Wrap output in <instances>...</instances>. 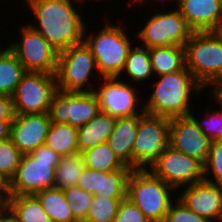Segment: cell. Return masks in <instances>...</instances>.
I'll use <instances>...</instances> for the list:
<instances>
[{"instance_id":"1","label":"cell","mask_w":222,"mask_h":222,"mask_svg":"<svg viewBox=\"0 0 222 222\" xmlns=\"http://www.w3.org/2000/svg\"><path fill=\"white\" fill-rule=\"evenodd\" d=\"M74 0H25L35 16L36 24L28 23L58 52L84 42L86 24ZM79 6V7H76ZM35 25V26H34Z\"/></svg>"},{"instance_id":"2","label":"cell","mask_w":222,"mask_h":222,"mask_svg":"<svg viewBox=\"0 0 222 222\" xmlns=\"http://www.w3.org/2000/svg\"><path fill=\"white\" fill-rule=\"evenodd\" d=\"M152 93L144 103L147 114L168 119L188 116L191 112L192 94L206 90L185 67L179 72L157 76ZM195 92V93H194Z\"/></svg>"},{"instance_id":"3","label":"cell","mask_w":222,"mask_h":222,"mask_svg":"<svg viewBox=\"0 0 222 222\" xmlns=\"http://www.w3.org/2000/svg\"><path fill=\"white\" fill-rule=\"evenodd\" d=\"M184 48L186 68L205 89L222 84V30L194 31Z\"/></svg>"},{"instance_id":"4","label":"cell","mask_w":222,"mask_h":222,"mask_svg":"<svg viewBox=\"0 0 222 222\" xmlns=\"http://www.w3.org/2000/svg\"><path fill=\"white\" fill-rule=\"evenodd\" d=\"M174 190L149 169H133L128 178L126 198L135 204L150 222H163L169 207L177 199L173 197Z\"/></svg>"},{"instance_id":"5","label":"cell","mask_w":222,"mask_h":222,"mask_svg":"<svg viewBox=\"0 0 222 222\" xmlns=\"http://www.w3.org/2000/svg\"><path fill=\"white\" fill-rule=\"evenodd\" d=\"M88 28L86 25L84 42L95 57L96 67L101 77H118L134 41L122 28V24L116 26L108 22L97 34L93 30L86 34Z\"/></svg>"},{"instance_id":"6","label":"cell","mask_w":222,"mask_h":222,"mask_svg":"<svg viewBox=\"0 0 222 222\" xmlns=\"http://www.w3.org/2000/svg\"><path fill=\"white\" fill-rule=\"evenodd\" d=\"M60 158L46 144L29 154H22L16 174L11 179L12 195H36L42 190L54 188Z\"/></svg>"},{"instance_id":"7","label":"cell","mask_w":222,"mask_h":222,"mask_svg":"<svg viewBox=\"0 0 222 222\" xmlns=\"http://www.w3.org/2000/svg\"><path fill=\"white\" fill-rule=\"evenodd\" d=\"M55 75L58 88L82 92H93L96 88L94 84L90 85V78L96 81L102 78L97 70L95 57L85 42L58 52ZM92 76L99 78H92Z\"/></svg>"},{"instance_id":"8","label":"cell","mask_w":222,"mask_h":222,"mask_svg":"<svg viewBox=\"0 0 222 222\" xmlns=\"http://www.w3.org/2000/svg\"><path fill=\"white\" fill-rule=\"evenodd\" d=\"M144 27L136 33L141 46L147 48L161 46L184 47L193 30L177 8L157 12L149 16ZM138 35V36H137Z\"/></svg>"},{"instance_id":"9","label":"cell","mask_w":222,"mask_h":222,"mask_svg":"<svg viewBox=\"0 0 222 222\" xmlns=\"http://www.w3.org/2000/svg\"><path fill=\"white\" fill-rule=\"evenodd\" d=\"M57 90L55 74L26 71L11 96L15 114L48 113Z\"/></svg>"},{"instance_id":"10","label":"cell","mask_w":222,"mask_h":222,"mask_svg":"<svg viewBox=\"0 0 222 222\" xmlns=\"http://www.w3.org/2000/svg\"><path fill=\"white\" fill-rule=\"evenodd\" d=\"M170 119L145 113L133 145V169H148L169 145Z\"/></svg>"},{"instance_id":"11","label":"cell","mask_w":222,"mask_h":222,"mask_svg":"<svg viewBox=\"0 0 222 222\" xmlns=\"http://www.w3.org/2000/svg\"><path fill=\"white\" fill-rule=\"evenodd\" d=\"M155 176L172 188L179 190L204 180V166L196 158L190 157L172 146L165 150L148 168Z\"/></svg>"},{"instance_id":"12","label":"cell","mask_w":222,"mask_h":222,"mask_svg":"<svg viewBox=\"0 0 222 222\" xmlns=\"http://www.w3.org/2000/svg\"><path fill=\"white\" fill-rule=\"evenodd\" d=\"M19 42L8 46L23 64L26 71L56 74L58 51L28 23L20 26Z\"/></svg>"},{"instance_id":"13","label":"cell","mask_w":222,"mask_h":222,"mask_svg":"<svg viewBox=\"0 0 222 222\" xmlns=\"http://www.w3.org/2000/svg\"><path fill=\"white\" fill-rule=\"evenodd\" d=\"M99 112V100L94 92L58 88L51 101L48 115L53 123H66L79 128Z\"/></svg>"},{"instance_id":"14","label":"cell","mask_w":222,"mask_h":222,"mask_svg":"<svg viewBox=\"0 0 222 222\" xmlns=\"http://www.w3.org/2000/svg\"><path fill=\"white\" fill-rule=\"evenodd\" d=\"M100 80L96 82L98 88L93 91L98 97L100 112L116 118L145 113L144 104L140 109L142 111L138 108L141 105L138 100L141 97L138 95L140 91H136L132 84L119 77H103Z\"/></svg>"},{"instance_id":"15","label":"cell","mask_w":222,"mask_h":222,"mask_svg":"<svg viewBox=\"0 0 222 222\" xmlns=\"http://www.w3.org/2000/svg\"><path fill=\"white\" fill-rule=\"evenodd\" d=\"M211 142L190 115L170 119L169 145L175 150L196 158L204 165Z\"/></svg>"},{"instance_id":"16","label":"cell","mask_w":222,"mask_h":222,"mask_svg":"<svg viewBox=\"0 0 222 222\" xmlns=\"http://www.w3.org/2000/svg\"><path fill=\"white\" fill-rule=\"evenodd\" d=\"M180 190L177 198L187 208L210 222H222V185L202 180Z\"/></svg>"},{"instance_id":"17","label":"cell","mask_w":222,"mask_h":222,"mask_svg":"<svg viewBox=\"0 0 222 222\" xmlns=\"http://www.w3.org/2000/svg\"><path fill=\"white\" fill-rule=\"evenodd\" d=\"M50 125L48 113L16 114L10 138L22 154H29L45 144Z\"/></svg>"},{"instance_id":"18","label":"cell","mask_w":222,"mask_h":222,"mask_svg":"<svg viewBox=\"0 0 222 222\" xmlns=\"http://www.w3.org/2000/svg\"><path fill=\"white\" fill-rule=\"evenodd\" d=\"M176 8L193 32L222 30V0H178Z\"/></svg>"},{"instance_id":"19","label":"cell","mask_w":222,"mask_h":222,"mask_svg":"<svg viewBox=\"0 0 222 222\" xmlns=\"http://www.w3.org/2000/svg\"><path fill=\"white\" fill-rule=\"evenodd\" d=\"M145 113L132 117L116 118L113 133L107 140V143L125 164L133 169V145L136 140L139 119Z\"/></svg>"},{"instance_id":"20","label":"cell","mask_w":222,"mask_h":222,"mask_svg":"<svg viewBox=\"0 0 222 222\" xmlns=\"http://www.w3.org/2000/svg\"><path fill=\"white\" fill-rule=\"evenodd\" d=\"M116 117L99 112L94 118L78 128V149L82 153L94 146L106 143L114 131Z\"/></svg>"},{"instance_id":"21","label":"cell","mask_w":222,"mask_h":222,"mask_svg":"<svg viewBox=\"0 0 222 222\" xmlns=\"http://www.w3.org/2000/svg\"><path fill=\"white\" fill-rule=\"evenodd\" d=\"M4 206L14 222H51L36 195H12Z\"/></svg>"},{"instance_id":"22","label":"cell","mask_w":222,"mask_h":222,"mask_svg":"<svg viewBox=\"0 0 222 222\" xmlns=\"http://www.w3.org/2000/svg\"><path fill=\"white\" fill-rule=\"evenodd\" d=\"M154 76L179 72L186 67L185 48L161 46L149 48Z\"/></svg>"},{"instance_id":"23","label":"cell","mask_w":222,"mask_h":222,"mask_svg":"<svg viewBox=\"0 0 222 222\" xmlns=\"http://www.w3.org/2000/svg\"><path fill=\"white\" fill-rule=\"evenodd\" d=\"M135 45L130 48L124 67L118 77L121 78V75L126 74L125 77L131 79V84L137 82L138 86H140V84H143V81L147 82V79L151 80V78H154V73L149 48L141 45L137 46V43Z\"/></svg>"},{"instance_id":"24","label":"cell","mask_w":222,"mask_h":222,"mask_svg":"<svg viewBox=\"0 0 222 222\" xmlns=\"http://www.w3.org/2000/svg\"><path fill=\"white\" fill-rule=\"evenodd\" d=\"M26 70L7 46L0 48V95L12 96Z\"/></svg>"},{"instance_id":"25","label":"cell","mask_w":222,"mask_h":222,"mask_svg":"<svg viewBox=\"0 0 222 222\" xmlns=\"http://www.w3.org/2000/svg\"><path fill=\"white\" fill-rule=\"evenodd\" d=\"M77 136L78 128L51 122L45 144L60 156L79 153Z\"/></svg>"},{"instance_id":"26","label":"cell","mask_w":222,"mask_h":222,"mask_svg":"<svg viewBox=\"0 0 222 222\" xmlns=\"http://www.w3.org/2000/svg\"><path fill=\"white\" fill-rule=\"evenodd\" d=\"M51 222H77L63 190L50 188L36 194Z\"/></svg>"},{"instance_id":"27","label":"cell","mask_w":222,"mask_h":222,"mask_svg":"<svg viewBox=\"0 0 222 222\" xmlns=\"http://www.w3.org/2000/svg\"><path fill=\"white\" fill-rule=\"evenodd\" d=\"M85 167L81 153L61 156L56 167L55 188L64 190L71 186H76Z\"/></svg>"},{"instance_id":"28","label":"cell","mask_w":222,"mask_h":222,"mask_svg":"<svg viewBox=\"0 0 222 222\" xmlns=\"http://www.w3.org/2000/svg\"><path fill=\"white\" fill-rule=\"evenodd\" d=\"M81 155L85 166L95 171L112 172L125 166L107 142L98 144Z\"/></svg>"},{"instance_id":"29","label":"cell","mask_w":222,"mask_h":222,"mask_svg":"<svg viewBox=\"0 0 222 222\" xmlns=\"http://www.w3.org/2000/svg\"><path fill=\"white\" fill-rule=\"evenodd\" d=\"M128 165L112 171H101L100 196L112 199H125L127 192L128 178L132 172Z\"/></svg>"},{"instance_id":"30","label":"cell","mask_w":222,"mask_h":222,"mask_svg":"<svg viewBox=\"0 0 222 222\" xmlns=\"http://www.w3.org/2000/svg\"><path fill=\"white\" fill-rule=\"evenodd\" d=\"M122 200L124 199L94 196L85 222H113Z\"/></svg>"},{"instance_id":"31","label":"cell","mask_w":222,"mask_h":222,"mask_svg":"<svg viewBox=\"0 0 222 222\" xmlns=\"http://www.w3.org/2000/svg\"><path fill=\"white\" fill-rule=\"evenodd\" d=\"M67 203L70 206L74 219L77 222H85L88 208L93 200L92 193L83 190L79 186H71L63 190Z\"/></svg>"},{"instance_id":"32","label":"cell","mask_w":222,"mask_h":222,"mask_svg":"<svg viewBox=\"0 0 222 222\" xmlns=\"http://www.w3.org/2000/svg\"><path fill=\"white\" fill-rule=\"evenodd\" d=\"M21 157L22 153L13 144L11 138L0 141V172L12 179L19 167Z\"/></svg>"},{"instance_id":"33","label":"cell","mask_w":222,"mask_h":222,"mask_svg":"<svg viewBox=\"0 0 222 222\" xmlns=\"http://www.w3.org/2000/svg\"><path fill=\"white\" fill-rule=\"evenodd\" d=\"M203 166L204 180L222 185V140L211 142L208 158Z\"/></svg>"},{"instance_id":"34","label":"cell","mask_w":222,"mask_h":222,"mask_svg":"<svg viewBox=\"0 0 222 222\" xmlns=\"http://www.w3.org/2000/svg\"><path fill=\"white\" fill-rule=\"evenodd\" d=\"M221 108L219 107V111L216 109L215 112L207 111L204 115L203 121L199 119V117H195L198 114L194 115L190 112V116L194 119L197 126L201 129V131L211 140L217 141L222 140V104L219 102ZM221 109V110H220Z\"/></svg>"},{"instance_id":"35","label":"cell","mask_w":222,"mask_h":222,"mask_svg":"<svg viewBox=\"0 0 222 222\" xmlns=\"http://www.w3.org/2000/svg\"><path fill=\"white\" fill-rule=\"evenodd\" d=\"M163 222H210L205 217L199 216L193 210L187 208L177 198L169 207Z\"/></svg>"},{"instance_id":"36","label":"cell","mask_w":222,"mask_h":222,"mask_svg":"<svg viewBox=\"0 0 222 222\" xmlns=\"http://www.w3.org/2000/svg\"><path fill=\"white\" fill-rule=\"evenodd\" d=\"M113 222H150V220L135 204L125 198L120 202Z\"/></svg>"},{"instance_id":"37","label":"cell","mask_w":222,"mask_h":222,"mask_svg":"<svg viewBox=\"0 0 222 222\" xmlns=\"http://www.w3.org/2000/svg\"><path fill=\"white\" fill-rule=\"evenodd\" d=\"M101 171L85 167L83 174L80 176L77 186L92 193L94 196H100Z\"/></svg>"},{"instance_id":"38","label":"cell","mask_w":222,"mask_h":222,"mask_svg":"<svg viewBox=\"0 0 222 222\" xmlns=\"http://www.w3.org/2000/svg\"><path fill=\"white\" fill-rule=\"evenodd\" d=\"M15 115L12 97L0 95V120H13Z\"/></svg>"},{"instance_id":"39","label":"cell","mask_w":222,"mask_h":222,"mask_svg":"<svg viewBox=\"0 0 222 222\" xmlns=\"http://www.w3.org/2000/svg\"><path fill=\"white\" fill-rule=\"evenodd\" d=\"M11 196V179L0 172V205H4Z\"/></svg>"},{"instance_id":"40","label":"cell","mask_w":222,"mask_h":222,"mask_svg":"<svg viewBox=\"0 0 222 222\" xmlns=\"http://www.w3.org/2000/svg\"><path fill=\"white\" fill-rule=\"evenodd\" d=\"M12 121L13 120H0V141L10 138Z\"/></svg>"},{"instance_id":"41","label":"cell","mask_w":222,"mask_h":222,"mask_svg":"<svg viewBox=\"0 0 222 222\" xmlns=\"http://www.w3.org/2000/svg\"><path fill=\"white\" fill-rule=\"evenodd\" d=\"M210 91L214 95L213 98L215 97V100H217L216 103L220 102L222 104V84L215 86Z\"/></svg>"},{"instance_id":"42","label":"cell","mask_w":222,"mask_h":222,"mask_svg":"<svg viewBox=\"0 0 222 222\" xmlns=\"http://www.w3.org/2000/svg\"><path fill=\"white\" fill-rule=\"evenodd\" d=\"M10 218L9 212L4 205H0V222H6Z\"/></svg>"},{"instance_id":"43","label":"cell","mask_w":222,"mask_h":222,"mask_svg":"<svg viewBox=\"0 0 222 222\" xmlns=\"http://www.w3.org/2000/svg\"><path fill=\"white\" fill-rule=\"evenodd\" d=\"M159 1H164V0H159ZM167 1V0H166ZM169 1V0H168ZM144 2H147L146 0H135L134 2H133V4L134 3H136V4H138V5H143L142 3H144ZM176 5L175 6H177V4H178V0H176V3H175Z\"/></svg>"},{"instance_id":"44","label":"cell","mask_w":222,"mask_h":222,"mask_svg":"<svg viewBox=\"0 0 222 222\" xmlns=\"http://www.w3.org/2000/svg\"><path fill=\"white\" fill-rule=\"evenodd\" d=\"M74 1H77L78 3H80V5H84L85 4V1H87V0H74ZM90 1V0H89ZM93 1V0H92ZM99 1H101V0H97V2H99ZM103 1V0H102Z\"/></svg>"},{"instance_id":"45","label":"cell","mask_w":222,"mask_h":222,"mask_svg":"<svg viewBox=\"0 0 222 222\" xmlns=\"http://www.w3.org/2000/svg\"><path fill=\"white\" fill-rule=\"evenodd\" d=\"M6 222H14L11 218H9Z\"/></svg>"}]
</instances>
